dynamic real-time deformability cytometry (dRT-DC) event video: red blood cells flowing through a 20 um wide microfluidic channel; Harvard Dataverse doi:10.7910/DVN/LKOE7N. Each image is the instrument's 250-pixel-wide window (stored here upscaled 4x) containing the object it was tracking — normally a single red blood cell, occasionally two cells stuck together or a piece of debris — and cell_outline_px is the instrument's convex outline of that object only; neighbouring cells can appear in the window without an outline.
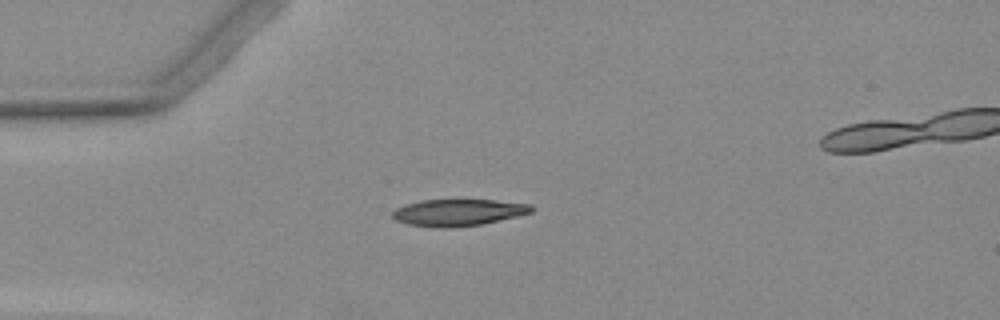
{"species": "Egyptian fruit bat (a non-hibernating species)", "species_latin": "Rousettus aegyptiacus", "temperature_condition": "warm", "stored_images_in_passage": 2, "camera_frame_rate_fps": 3000, "um_per_image_px": 0.085, "animal": {"sex": "female"}, "frame": {"image": 1, "passage_image": 1, "time_ms": 0.0, "image_size_px": [1000, 320], "cell_outline_px": [[532, 212], [516, 216], [480, 224], [448, 228], [436, 228], [408, 224], [396, 220], [392, 216], [392, 212], [396, 208], [404, 204], [420, 200], [492, 200], [532, 204]], "centroid_in_image_um": [38.89, 18.06], "position_along_channel_um": 46.1, "area_um2": 21.5}}